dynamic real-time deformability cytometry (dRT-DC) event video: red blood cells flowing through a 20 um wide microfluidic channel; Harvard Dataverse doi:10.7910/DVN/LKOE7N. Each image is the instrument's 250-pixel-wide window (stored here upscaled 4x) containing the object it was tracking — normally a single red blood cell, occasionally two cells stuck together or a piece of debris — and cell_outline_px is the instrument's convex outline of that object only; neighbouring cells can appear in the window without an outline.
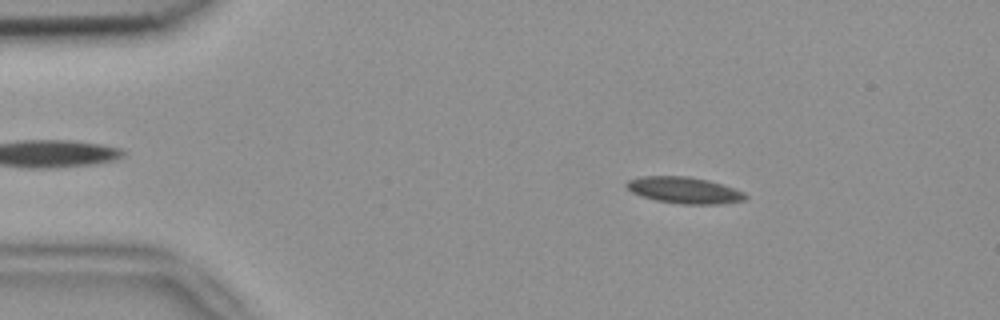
{"species": "common noctule bat (a hibernating species)", "species_latin": "Nyctalus noctula", "temperature_condition": "room temperature", "stored_images_in_passage": 52, "camera_frame_rate_fps": 3000, "um_per_image_px": 0.085, "animal": {"sex": "female", "body_mass_g": 18.4}, "frame": {"image": 1, "passage_image": 8, "time_ms": 2.333, "image_size_px": [1000, 320], "cell_outline_px": [[748, 196], [744, 200], [716, 204], [684, 204], [656, 200], [640, 196], [632, 192], [624, 184], [628, 180], [640, 176], [688, 176], [708, 180], [744, 192]], "centroid_in_image_um": [58.12, 16.16], "position_along_channel_um": 26.9, "area_um2": 18.15}}
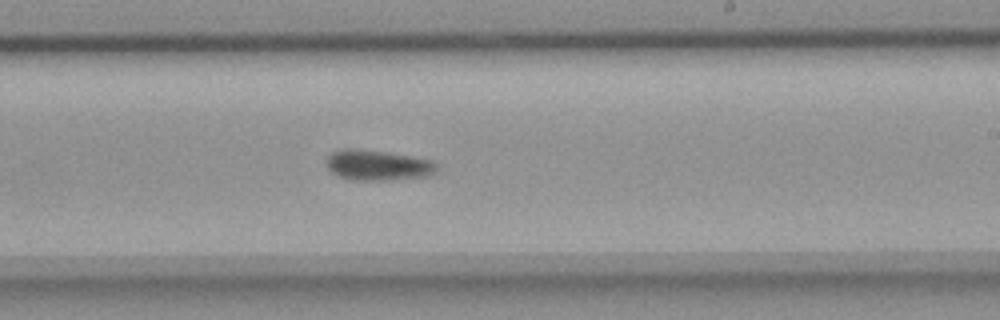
{"frame": {"image": 2, "passage_image": 31, "time_ms": 10.0, "image_size_px": [1000, 320], "cell_outline_px": [[436, 172], [424, 176], [388, 180], [348, 180], [336, 176], [324, 164], [324, 160], [332, 152], [340, 148], [356, 148], [388, 152], [412, 156], [432, 160], [436, 164]], "centroid_in_image_um": [32.02, 14.03], "position_along_channel_um": 257.0, "area_um2": 19.88}}
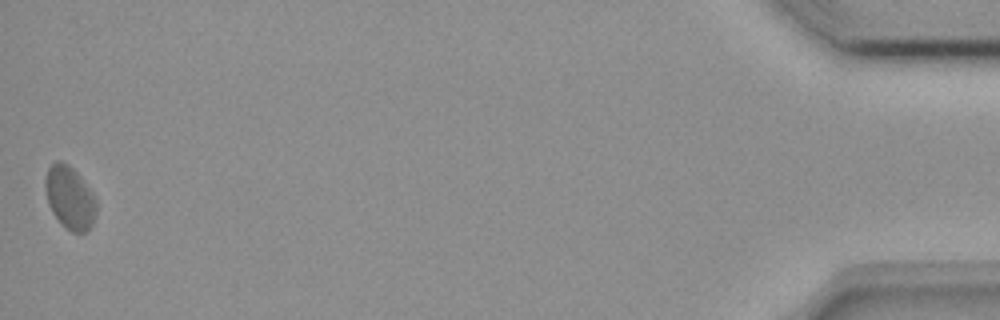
{"frame": {"image": 3, "passage_image": 52, "time_ms": 17.0, "image_size_px": [1000, 320], "cell_outline_px": [[96, 216], [92, 224], [84, 232], [72, 232], [60, 224], [52, 212], [48, 204], [44, 188], [44, 180], [48, 168], [56, 160], [60, 160], [68, 164], [80, 176], [92, 192], [96, 200]], "centroid_in_image_um": [5.91, 16.79], "position_along_channel_um": 429.3, "area_um2": 18.84}, "authors_computed_cell_mechanics": {"area_um2": 18.3515, "velocity_mm_per_s": 3.8168, "shape_relaxation_time_tau1_ms": 3.0535, "shape_relaxation_time_tau2_ms": null, "deformation_change_tau1": 0.0732, "deformation_change_tau2": null}}